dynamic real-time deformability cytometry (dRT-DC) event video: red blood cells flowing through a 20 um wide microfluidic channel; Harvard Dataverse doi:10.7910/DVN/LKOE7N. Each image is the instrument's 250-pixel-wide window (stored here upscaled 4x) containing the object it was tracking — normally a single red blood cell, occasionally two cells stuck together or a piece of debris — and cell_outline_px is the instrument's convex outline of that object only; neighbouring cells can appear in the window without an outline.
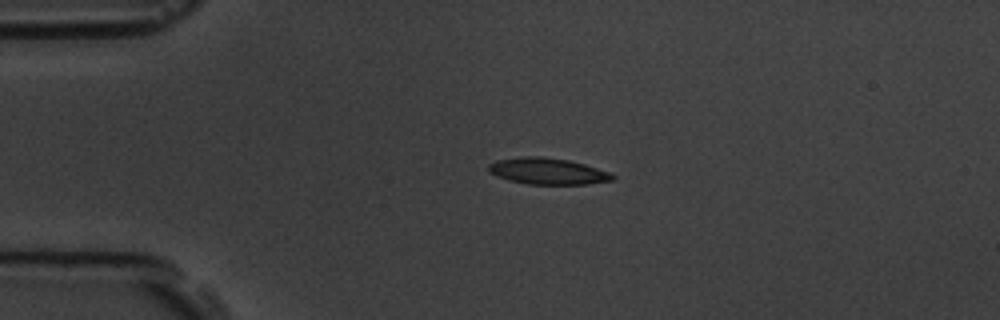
{"species": "common noctule bat (a hibernating species)", "species_latin": "Nyctalus noctula", "temperature_condition": "room temperature", "stored_images_in_passage": 4, "camera_frame_rate_fps": 3000, "um_per_image_px": 0.085, "animal": {"sex": "male", "body_mass_g": 19.5, "forearm_length_mm": 54.6}, "frame": {"image": 1, "passage_image": 3, "time_ms": 2.0, "image_size_px": [1000, 320], "cell_outline_px": [[616, 176], [612, 180], [588, 184], [528, 184], [508, 180], [496, 176], [488, 172], [488, 164], [496, 160], [520, 156], [540, 156], [568, 160], [584, 164], [608, 172]], "centroid_in_image_um": [46.49, 14.55], "position_along_channel_um": 38.5, "area_um2": 19.07}}